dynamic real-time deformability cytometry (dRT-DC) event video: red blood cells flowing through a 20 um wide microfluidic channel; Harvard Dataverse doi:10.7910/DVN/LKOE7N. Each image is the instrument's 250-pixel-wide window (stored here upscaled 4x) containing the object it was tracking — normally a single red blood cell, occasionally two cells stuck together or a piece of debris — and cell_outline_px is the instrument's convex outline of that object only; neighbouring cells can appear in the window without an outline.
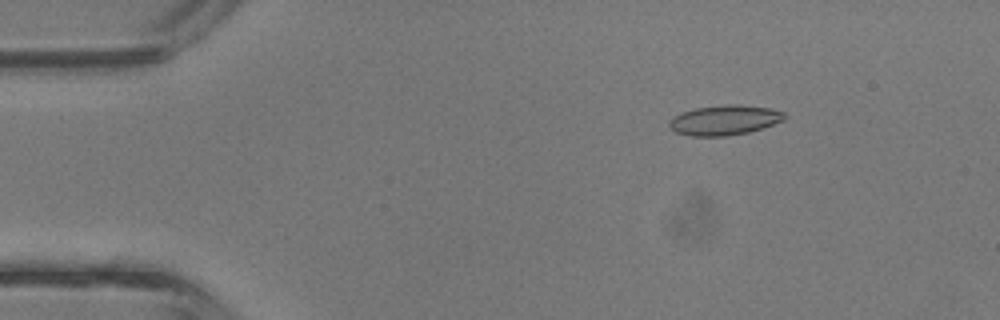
{"species": "common noctule bat (a hibernating species)", "species_latin": "Nyctalus noctula", "temperature_condition": "room temperature", "stored_images_in_passage": 42, "camera_frame_rate_fps": 3000, "um_per_image_px": 0.085, "animal": {"sex": "male", "body_mass_g": 13.3}, "frame": {"image": 1, "passage_image": 6, "time_ms": 1.667, "image_size_px": [1000, 320], "cell_outline_px": [[788, 116], [784, 120], [748, 132], [724, 136], [692, 136], [676, 132], [668, 124], [668, 120], [672, 116], [680, 112], [696, 108], [724, 104], [740, 104], [768, 108], [784, 112]], "centroid_in_image_um": [61.55, 10.19], "position_along_channel_um": 23.4, "area_um2": 20.11}}
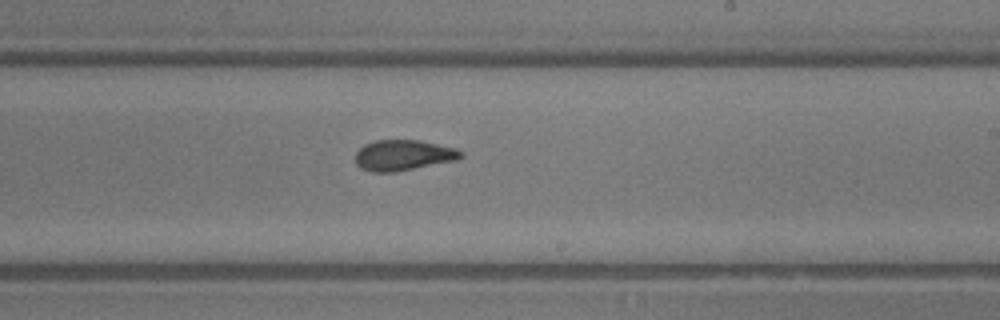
{"frame": {"image": 2, "passage_image": 25, "time_ms": 8.0, "image_size_px": [1000, 320], "cell_outline_px": [[464, 156], [456, 160], [396, 172], [372, 172], [360, 168], [356, 164], [356, 152], [364, 144], [376, 140], [420, 140], [456, 148], [464, 152]], "centroid_in_image_um": [34.29, 13.19], "position_along_channel_um": 254.7, "area_um2": 18.96}}
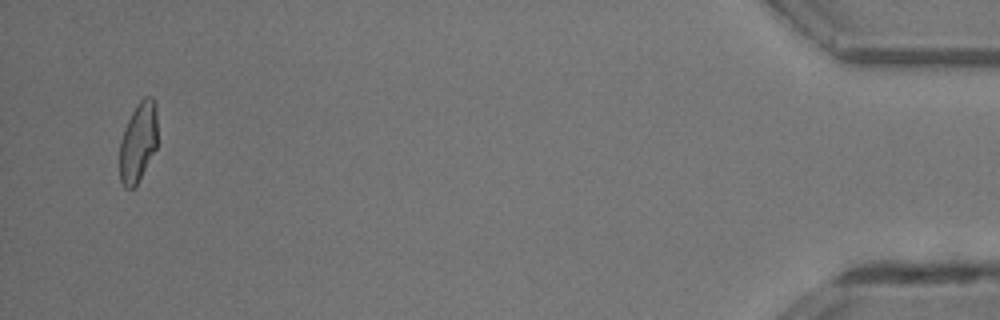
{"frame": {"image": 3, "passage_image": 41, "time_ms": 13.333, "image_size_px": [1000, 320], "cell_outline_px": [[156, 148], [136, 184], [132, 188], [124, 188], [120, 180], [120, 140], [124, 128], [136, 104], [144, 96], [152, 96], [156, 100]], "centroid_in_image_um": [11.73, 12.03], "position_along_channel_um": 423.5, "area_um2": 17.46}, "authors_computed_cell_mechanics": {"area_um2": 18.9295, "velocity_mm_per_s": 4.8349, "shape_relaxation_time_tau1_ms": null, "shape_relaxation_time_tau2_ms": 1.5136, "deformation_change_tau1": null, "deformation_change_tau2": 0.0682}}